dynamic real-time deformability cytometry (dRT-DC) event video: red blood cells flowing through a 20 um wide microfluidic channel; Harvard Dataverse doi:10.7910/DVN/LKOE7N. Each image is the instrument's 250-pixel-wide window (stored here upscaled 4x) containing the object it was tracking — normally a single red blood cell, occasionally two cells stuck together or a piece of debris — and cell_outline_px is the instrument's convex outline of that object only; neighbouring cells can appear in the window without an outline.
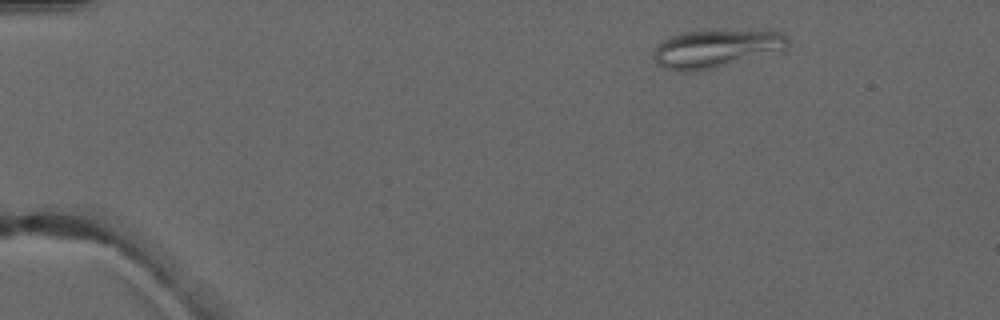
{"species": "common noctule bat (a hibernating species)", "species_latin": "Nyctalus noctula", "temperature_condition": "warm", "stored_images_in_passage": 3, "camera_frame_rate_fps": 3000, "um_per_image_px": 0.085, "animal": {"sex": "male", "forearm_length_mm": 52.5}, "frame": {"image": 1, "passage_image": 1, "time_ms": 0.0, "image_size_px": [1000, 320], "cell_outline_px": [[788, 48], [716, 68], [688, 72], [676, 72], [664, 68], [656, 64], [656, 44], [672, 36], [684, 32], [768, 28], [784, 32], [788, 40]], "centroid_in_image_um": [60.93, 4.1], "position_along_channel_um": 24.1, "area_um2": 30.17}}